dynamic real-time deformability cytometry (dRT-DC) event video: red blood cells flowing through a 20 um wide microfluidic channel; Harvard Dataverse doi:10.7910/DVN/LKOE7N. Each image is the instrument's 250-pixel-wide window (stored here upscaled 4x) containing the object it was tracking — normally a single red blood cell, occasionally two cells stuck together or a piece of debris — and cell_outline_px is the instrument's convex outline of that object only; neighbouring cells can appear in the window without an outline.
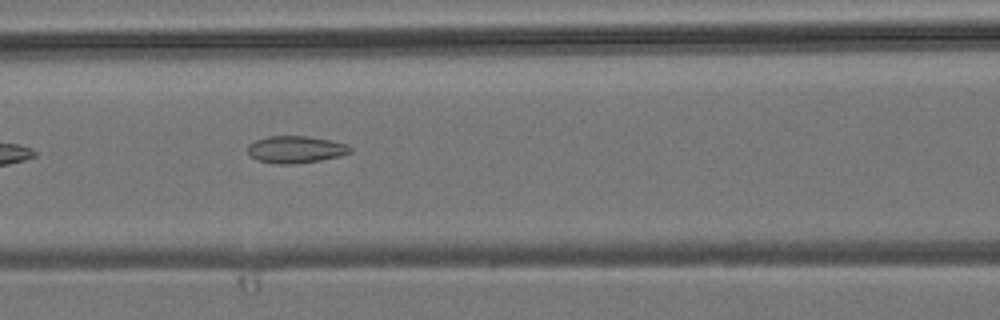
{"species": "common noctule bat (a hibernating species)", "species_latin": "Nyctalus noctula", "temperature_condition": "room temperature", "stored_images_in_passage": 8, "camera_frame_rate_fps": 3000, "um_per_image_px": 0.085, "animal": {"sex": "male", "body_mass_g": 19.2, "forearm_length_mm": 51.8}, "frame": {"image": 1, "passage_image": 6, "time_ms": 6.0, "image_size_px": [1000, 320], "cell_outline_px": [[352, 152], [340, 156], [320, 160], [296, 164], [276, 164], [256, 160], [248, 152], [248, 144], [256, 140], [268, 136], [308, 136], [332, 140], [348, 144], [352, 148]], "centroid_in_image_um": [25.16, 12.7], "position_along_channel_um": 141.4, "area_um2": 16.36}}
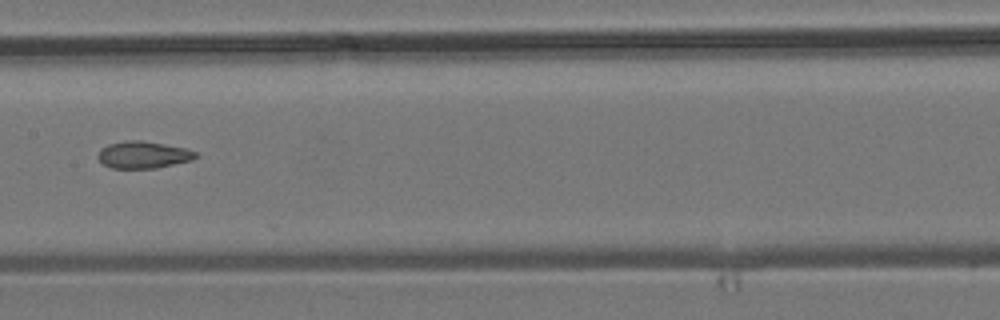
{"frame": {"image": 2, "passage_image": 7, "time_ms": 7.333, "image_size_px": [1000, 320], "cell_outline_px": [[200, 156], [192, 160], [156, 168], [112, 168], [104, 164], [96, 156], [100, 148], [108, 144], [124, 140], [140, 140], [184, 148], [196, 152]], "centroid_in_image_um": [12.15, 13.15], "position_along_channel_um": 195.2, "area_um2": 15.37}}
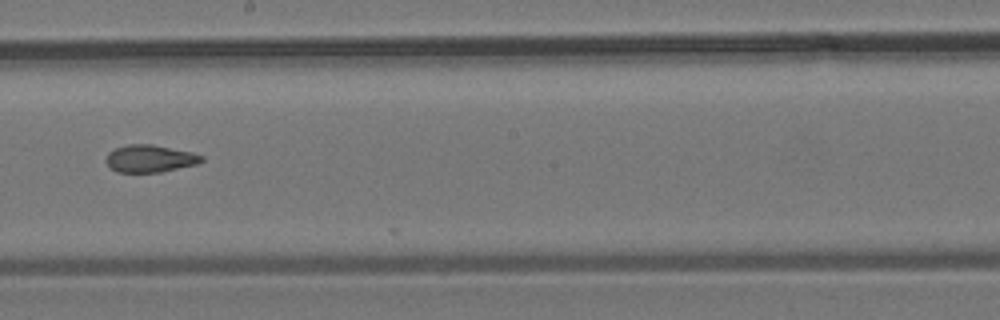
{"frame": {"image": 3, "passage_image": 8, "time_ms": 8.333, "image_size_px": [1000, 320], "cell_outline_px": [[204, 160], [196, 164], [160, 172], [116, 172], [104, 160], [108, 152], [116, 148], [128, 144], [152, 144], [192, 152], [204, 156]], "centroid_in_image_um": [12.73, 13.47], "position_along_channel_um": 235.5, "area_um2": 15.2}}